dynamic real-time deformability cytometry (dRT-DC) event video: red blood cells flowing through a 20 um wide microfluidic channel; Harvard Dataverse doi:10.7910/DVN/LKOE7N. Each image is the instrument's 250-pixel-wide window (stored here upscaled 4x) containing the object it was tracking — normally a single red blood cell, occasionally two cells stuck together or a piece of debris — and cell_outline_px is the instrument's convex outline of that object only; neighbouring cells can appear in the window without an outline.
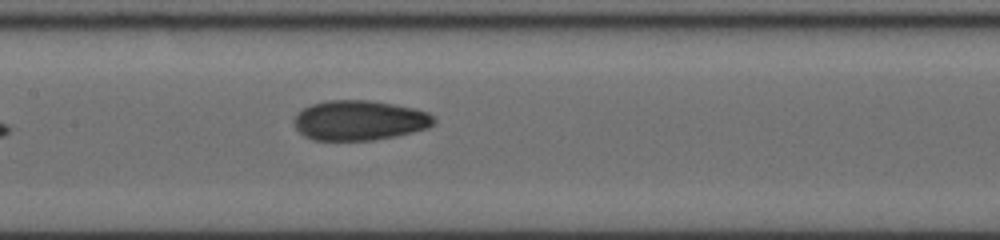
{"species": "human", "species_latin": "Homo sapiens", "temperature_condition": "cold", "stored_images_in_passage": 5, "camera_frame_rate_fps": 3000, "um_per_image_px": 0.085, "donor": {"sex": "female"}, "frame": {"image": 1, "passage_image": 5, "time_ms": 3.667, "image_size_px": [1000, 240], "cell_outline_px": [[436, 120], [428, 128], [396, 136], [372, 140], [312, 140], [304, 136], [296, 128], [296, 116], [304, 108], [312, 104], [328, 100], [368, 100], [392, 104], [412, 108], [428, 112]], "centroid_in_image_um": [30.56, 10.23], "position_along_channel_um": 176.8, "area_um2": 32.19}}